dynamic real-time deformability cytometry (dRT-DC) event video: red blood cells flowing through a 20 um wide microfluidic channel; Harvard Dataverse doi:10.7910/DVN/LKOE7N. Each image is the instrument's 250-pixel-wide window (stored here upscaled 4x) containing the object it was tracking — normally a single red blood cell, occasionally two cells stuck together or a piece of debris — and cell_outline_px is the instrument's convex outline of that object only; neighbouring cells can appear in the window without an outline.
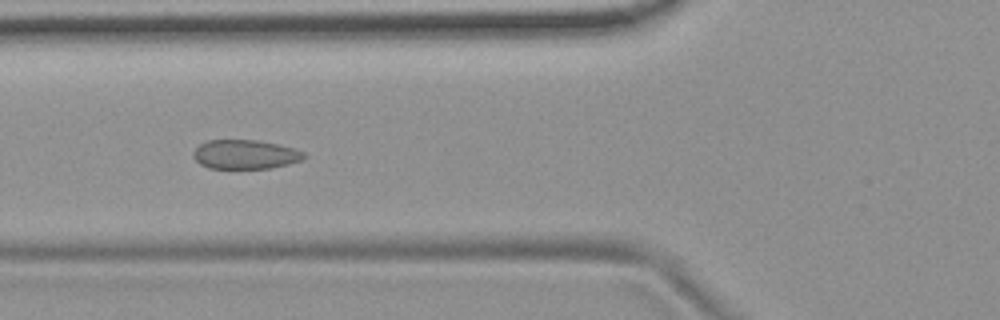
{"species": "common noctule bat (a hibernating species)", "species_latin": "Nyctalus noctula", "temperature_condition": "room temperature", "stored_images_in_passage": 8, "camera_frame_rate_fps": 3000, "um_per_image_px": 0.085, "animal": {"sex": "female", "body_mass_g": 19.9}, "frame": {"image": 1, "passage_image": 6, "time_ms": 1.667, "image_size_px": [1000, 320], "cell_outline_px": [[308, 156], [300, 160], [288, 164], [272, 168], [208, 168], [200, 164], [192, 156], [192, 152], [200, 144], [208, 140], [260, 140], [292, 148], [304, 152]], "centroid_in_image_um": [20.82, 13.12], "position_along_channel_um": 105.0, "area_um2": 18.79}}
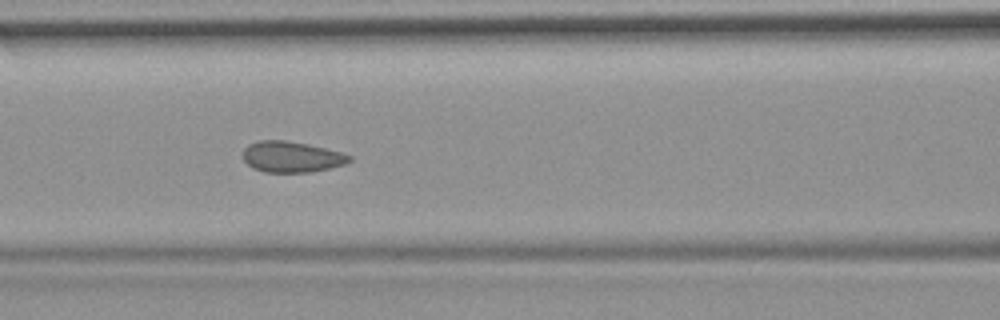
{"frame": {"image": 2, "passage_image": 7, "time_ms": 2.0, "image_size_px": [1000, 320], "cell_outline_px": [[352, 160], [344, 164], [312, 172], [264, 172], [252, 168], [244, 160], [244, 148], [248, 144], [260, 140], [284, 140], [308, 144], [340, 152], [352, 156]], "centroid_in_image_um": [24.77, 13.33], "position_along_channel_um": 141.8, "area_um2": 19.07}}
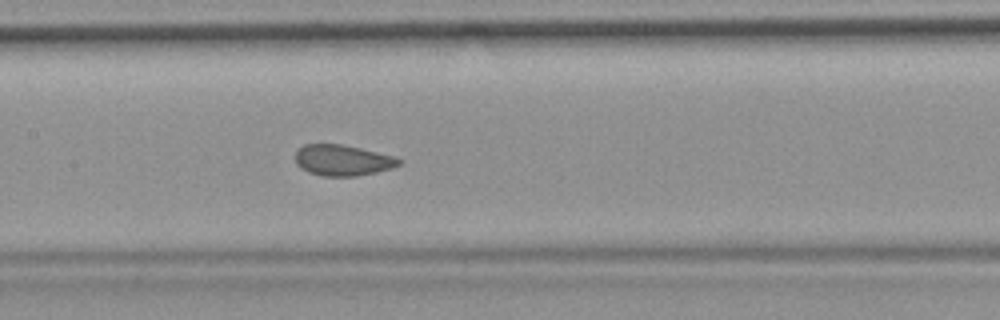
{"frame": {"image": 3, "passage_image": 8, "time_ms": 2.333, "image_size_px": [1000, 320], "cell_outline_px": [[404, 160], [400, 164], [392, 168], [376, 172], [356, 176], [324, 176], [308, 172], [300, 168], [296, 164], [296, 152], [304, 144], [340, 144], [360, 148], [396, 156]], "centroid_in_image_um": [29.15, 13.62], "position_along_channel_um": 178.2, "area_um2": 18.73}}